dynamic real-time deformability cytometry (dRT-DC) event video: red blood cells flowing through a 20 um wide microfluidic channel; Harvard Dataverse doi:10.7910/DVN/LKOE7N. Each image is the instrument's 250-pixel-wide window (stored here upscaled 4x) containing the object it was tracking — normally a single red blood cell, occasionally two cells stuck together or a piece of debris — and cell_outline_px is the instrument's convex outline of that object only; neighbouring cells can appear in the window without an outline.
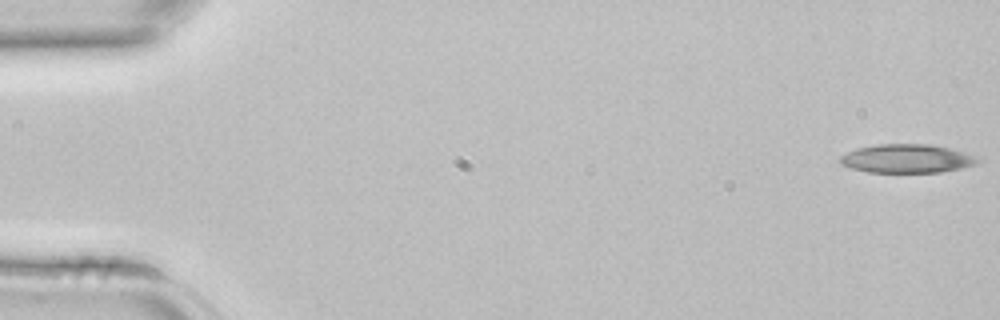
{"species": "common noctule bat (a hibernating species)", "species_latin": "Nyctalus noctula", "temperature_condition": "room temperature", "stored_images_in_passage": 4, "camera_frame_rate_fps": 3000, "um_per_image_px": 0.085, "animal": {"sex": "female", "body_mass_g": 22.7, "forearm_length_mm": 54.2}, "frame": {"image": 1, "passage_image": 1, "time_ms": 0.0, "image_size_px": [1000, 320], "cell_outline_px": [[984, 160], [976, 164], [960, 168], [940, 172], [868, 172], [852, 168], [840, 164], [840, 156], [856, 148], [876, 144], [928, 144], [948, 148]], "centroid_in_image_um": [77.04, 13.48], "position_along_channel_um": 8.0, "area_um2": 22.72}}
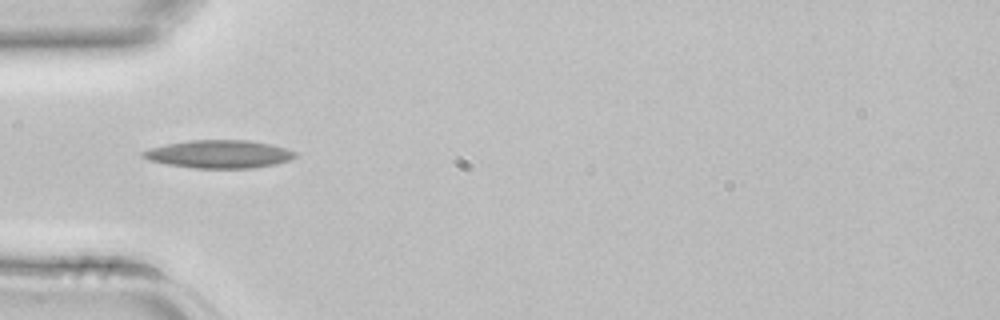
{"frame": {"image": 2, "passage_image": 4, "time_ms": 1.0, "image_size_px": [1000, 320], "cell_outline_px": [[296, 156], [292, 160], [276, 164], [252, 168], [192, 168], [168, 164], [148, 160], [140, 156], [140, 152], [152, 148], [168, 144], [188, 140], [248, 140], [272, 144], [296, 152]], "centroid_in_image_um": [18.63, 13.1], "position_along_channel_um": 66.4, "area_um2": 24.85}}